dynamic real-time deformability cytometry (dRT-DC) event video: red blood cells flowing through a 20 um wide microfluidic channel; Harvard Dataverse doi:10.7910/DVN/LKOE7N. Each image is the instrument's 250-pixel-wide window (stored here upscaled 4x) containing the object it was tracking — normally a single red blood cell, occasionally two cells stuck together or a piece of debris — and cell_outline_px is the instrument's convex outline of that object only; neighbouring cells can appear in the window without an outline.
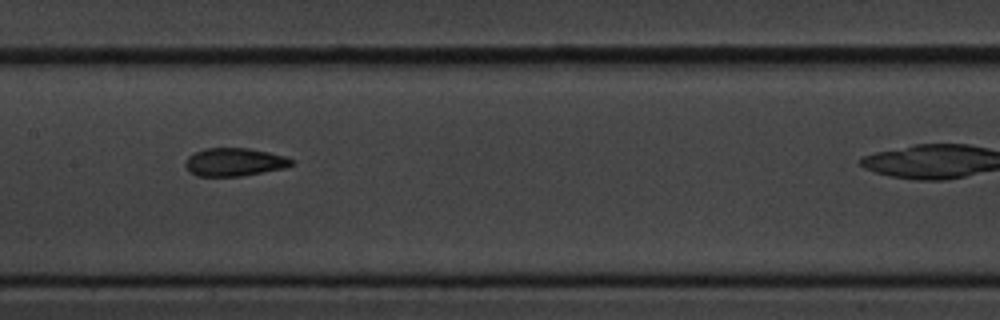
{"species": "common noctule bat (a hibernating species)", "species_latin": "Nyctalus noctula", "temperature_condition": "cold", "stored_images_in_passage": 10, "camera_frame_rate_fps": 3000, "um_per_image_px": 0.085, "animal": {"sex": "male", "body_mass_g": 20.1, "forearm_length_mm": 53.5}, "frame": {"image": 1, "passage_image": 9, "time_ms": 9.333, "image_size_px": [1000, 320], "cell_outline_px": [[292, 164], [284, 168], [240, 176], [196, 176], [188, 172], [184, 164], [188, 156], [204, 148], [248, 148], [268, 152], [284, 156], [292, 160]], "centroid_in_image_um": [19.86, 13.78], "position_along_channel_um": 187.5, "area_um2": 17.28}}